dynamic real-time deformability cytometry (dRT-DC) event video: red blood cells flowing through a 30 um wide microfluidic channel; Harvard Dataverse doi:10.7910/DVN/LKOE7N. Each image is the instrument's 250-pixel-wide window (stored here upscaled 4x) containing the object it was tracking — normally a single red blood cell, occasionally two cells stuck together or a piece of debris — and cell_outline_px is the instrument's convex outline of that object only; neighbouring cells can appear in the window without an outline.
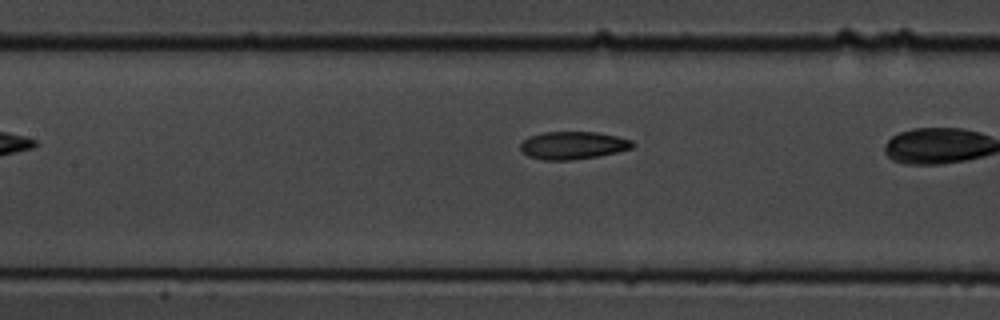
{"species": "common noctule bat (a hibernating species)", "species_latin": "Nyctalus noctula", "temperature_condition": "cold", "stored_images_in_passage": 10, "camera_frame_rate_fps": 3000, "um_per_image_px": 0.085, "animal": {"sex": "male", "body_mass_g": 19.5, "forearm_length_mm": 54.6}, "frame": {"image": 1, "passage_image": 6, "time_ms": 1.667, "image_size_px": [1000, 320], "cell_outline_px": [[636, 144], [632, 148], [616, 152], [596, 156], [572, 160], [544, 160], [528, 156], [520, 148], [520, 144], [528, 136], [544, 132], [596, 132], [616, 136], [632, 140]], "centroid_in_image_um": [48.7, 12.35], "position_along_channel_um": 158.7, "area_um2": 18.03}}